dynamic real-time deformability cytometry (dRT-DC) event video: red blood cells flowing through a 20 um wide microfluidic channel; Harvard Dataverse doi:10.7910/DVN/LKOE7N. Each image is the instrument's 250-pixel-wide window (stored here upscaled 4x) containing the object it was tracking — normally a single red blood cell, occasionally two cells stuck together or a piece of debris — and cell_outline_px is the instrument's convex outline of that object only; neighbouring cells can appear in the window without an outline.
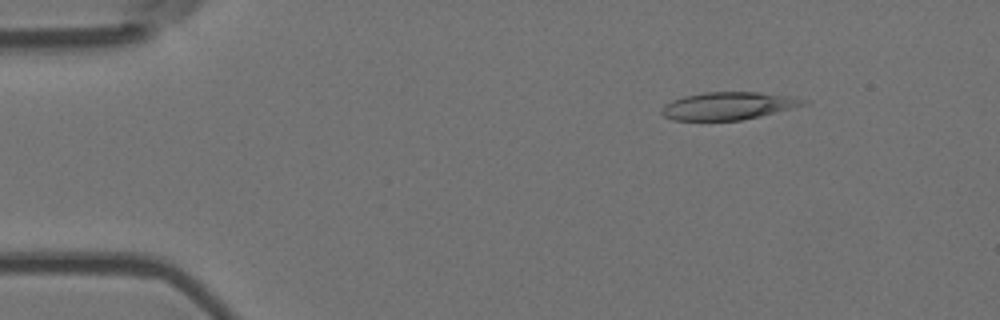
{"species": "Egyptian fruit bat (a non-hibernating species)", "species_latin": "Rousettus aegyptiacus", "temperature_condition": "room temperature", "stored_images_in_passage": 55, "camera_frame_rate_fps": 3000, "um_per_image_px": 0.085, "animal": {"sex": "female"}, "frame": {"image": 1, "passage_image": 7, "time_ms": 2.0, "image_size_px": [1000, 320], "cell_outline_px": [[808, 104], [760, 116], [740, 120], [672, 120], [664, 116], [660, 112], [660, 108], [664, 104], [672, 100], [684, 96], [704, 92], [756, 92], [796, 96], [808, 100]], "centroid_in_image_um": [61.91, 8.99], "position_along_channel_um": 23.1, "area_um2": 23.0}}
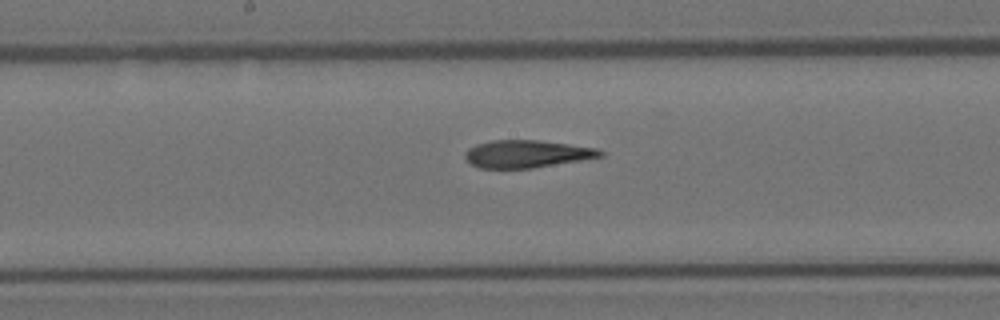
{"frame": {"image": 2, "passage_image": 28, "time_ms": 9.0, "image_size_px": [1000, 320], "cell_outline_px": [[604, 156], [532, 168], [480, 168], [472, 164], [464, 156], [464, 152], [468, 148], [476, 144], [492, 140], [536, 140], [568, 144], [596, 148], [604, 152]], "centroid_in_image_um": [44.75, 13.08], "position_along_channel_um": 203.4, "area_um2": 21.5}}
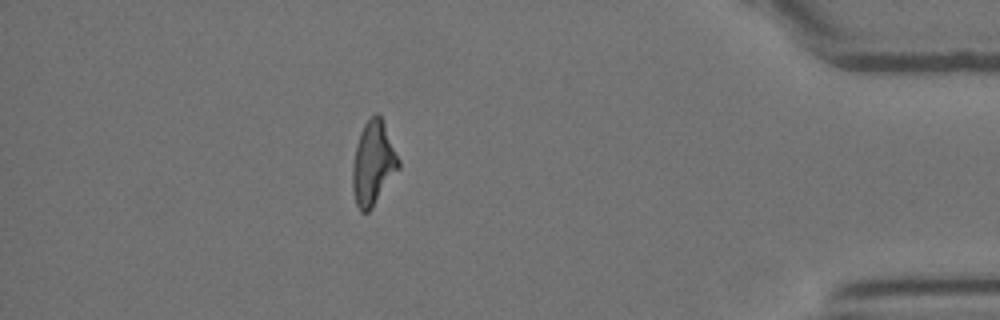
{"frame": {"image": 3, "passage_image": 48, "time_ms": 15.667, "image_size_px": [1000, 320], "cell_outline_px": [[400, 168], [372, 208], [368, 212], [360, 212], [356, 204], [352, 188], [352, 164], [356, 144], [360, 132], [364, 124], [376, 112], [380, 116], [384, 124], [400, 160]], "centroid_in_image_um": [31.71, 13.91], "position_along_channel_um": 403.5, "area_um2": 22.48}, "authors_computed_cell_mechanics": {"area_um2": 22.8888, "velocity_mm_per_s": 3.6627, "shape_relaxation_time_tau1_ms": null, "shape_relaxation_time_tau2_ms": 4.1735, "deformation_change_tau1": null, "deformation_change_tau2": 0.175}}